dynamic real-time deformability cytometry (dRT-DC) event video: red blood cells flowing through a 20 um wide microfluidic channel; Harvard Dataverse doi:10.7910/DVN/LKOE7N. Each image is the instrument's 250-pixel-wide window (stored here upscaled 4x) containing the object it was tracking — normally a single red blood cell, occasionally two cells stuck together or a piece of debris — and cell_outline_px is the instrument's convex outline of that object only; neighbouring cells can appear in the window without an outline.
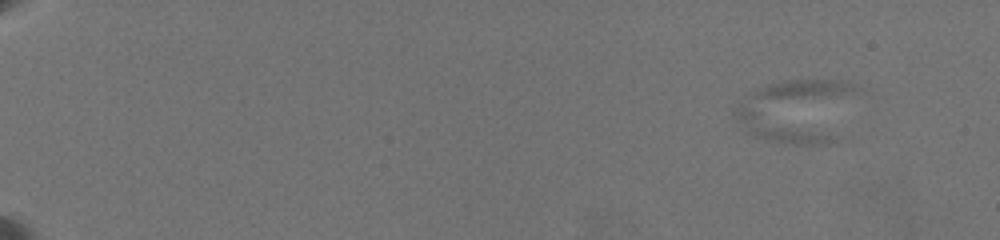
{"species": "common noctule bat (a hibernating species)", "species_latin": "Nyctalus noctula", "temperature_condition": "warm", "stored_images_in_passage": 58, "camera_frame_rate_fps": 3000, "um_per_image_px": 0.085, "animal": {"sex": "female", "body_mass_g": 19.5, "forearm_length_mm": 54.1}, "frame": {"image": 1, "passage_image": 1, "time_ms": 0.0, "image_size_px": [1000, 240], "cell_outline_px": [[852, 88], [828, 140], [820, 144], [804, 144], [776, 140], [764, 136], [756, 132], [736, 120], [736, 116], [752, 96], [772, 84], [788, 80], [840, 80], [852, 84]], "centroid_in_image_um": [67.71, 9.37], "position_along_channel_um": 17.3, "area_um2": 39.36}}
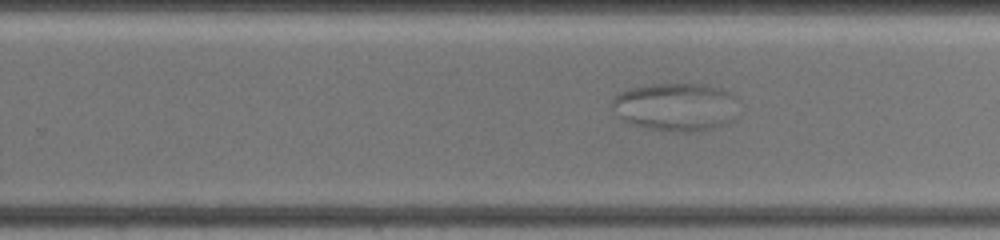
{"frame": {"image": 2, "passage_image": 35, "time_ms": 13.333, "image_size_px": [1000, 240], "cell_outline_px": [[732, 120], [724, 124], [712, 128], [692, 132], [668, 132], [636, 124], [624, 120], [616, 116], [612, 104], [612, 100], [620, 92], [632, 88], [652, 84], [700, 84], [720, 88], [728, 92], [732, 96]], "centroid_in_image_um": [57.36, 9.09], "position_along_channel_um": 272.4, "area_um2": 34.56}}
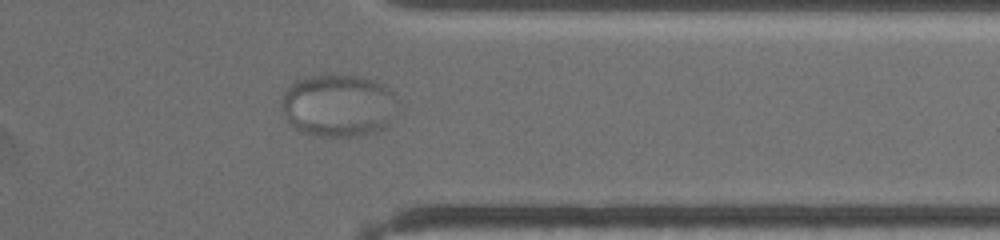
{"frame": {"image": 3, "passage_image": 47, "time_ms": 16.667, "image_size_px": [1000, 240], "cell_outline_px": [[392, 92], [384, 128], [376, 132], [360, 136], [320, 136], [304, 132], [296, 128], [288, 120], [284, 112], [284, 92], [296, 80], [308, 76], [324, 72], [360, 76], [384, 84]], "centroid_in_image_um": [28.66, 8.92], "position_along_channel_um": 382.7, "area_um2": 41.21}}